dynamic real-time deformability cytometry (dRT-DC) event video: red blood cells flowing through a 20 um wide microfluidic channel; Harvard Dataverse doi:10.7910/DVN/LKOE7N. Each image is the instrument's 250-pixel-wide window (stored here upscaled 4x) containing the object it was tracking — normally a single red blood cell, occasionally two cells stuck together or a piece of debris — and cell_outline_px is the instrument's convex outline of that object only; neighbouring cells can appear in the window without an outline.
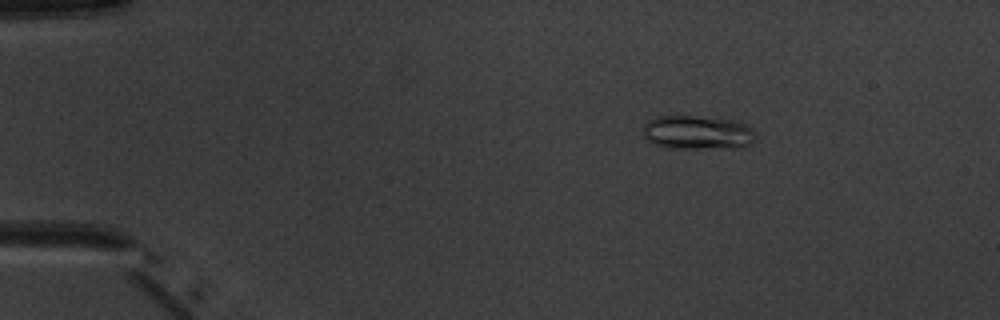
{"species": "common noctule bat (a hibernating species)", "species_latin": "Nyctalus noctula", "temperature_condition": "warm", "stored_images_in_passage": 5, "camera_frame_rate_fps": 3000, "um_per_image_px": 0.085, "animal": {"sex": "male", "body_mass_g": 20.1, "forearm_length_mm": 53.5}, "frame": {"image": 1, "passage_image": 2, "time_ms": 2.0, "image_size_px": [1000, 320], "cell_outline_px": [[756, 136], [748, 144], [740, 148], [668, 148], [652, 144], [644, 136], [644, 124], [648, 120], [656, 116], [692, 116], [732, 120], [744, 124], [752, 128], [756, 132]], "centroid_in_image_um": [59.27, 11.27], "position_along_channel_um": 25.7, "area_um2": 22.25}}